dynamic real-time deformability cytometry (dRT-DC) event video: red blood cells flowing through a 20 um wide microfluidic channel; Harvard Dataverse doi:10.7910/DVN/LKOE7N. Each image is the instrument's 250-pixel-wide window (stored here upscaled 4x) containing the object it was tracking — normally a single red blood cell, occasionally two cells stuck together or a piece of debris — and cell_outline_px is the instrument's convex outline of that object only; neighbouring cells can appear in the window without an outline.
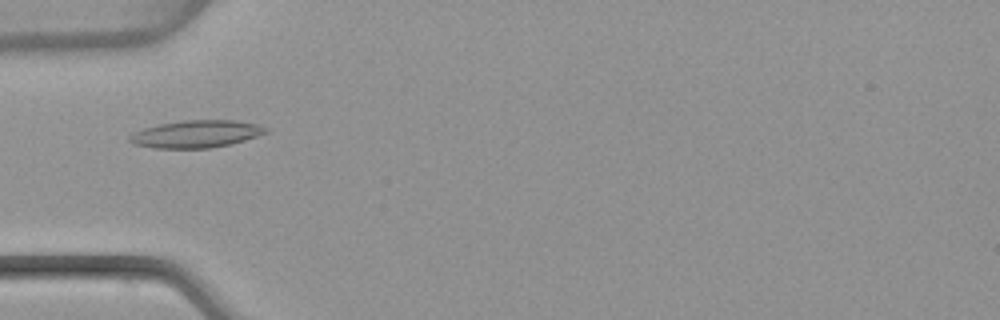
{"species": "common noctule bat (a hibernating species)", "species_latin": "Nyctalus noctula", "temperature_condition": "warm", "stored_images_in_passage": 42, "camera_frame_rate_fps": 3000, "um_per_image_px": 0.085, "animal": {"sex": "female", "body_mass_g": 22.7, "forearm_length_mm": 54.2}, "frame": {"image": 1, "passage_image": 8, "time_ms": 2.333, "image_size_px": [1000, 320], "cell_outline_px": [[268, 132], [232, 144], [208, 148], [152, 148], [136, 144], [128, 140], [128, 136], [132, 132], [144, 128], [160, 124], [184, 120], [236, 120], [256, 124], [268, 128]], "centroid_in_image_um": [16.66, 11.39], "position_along_channel_um": 68.3, "area_um2": 21.68}}
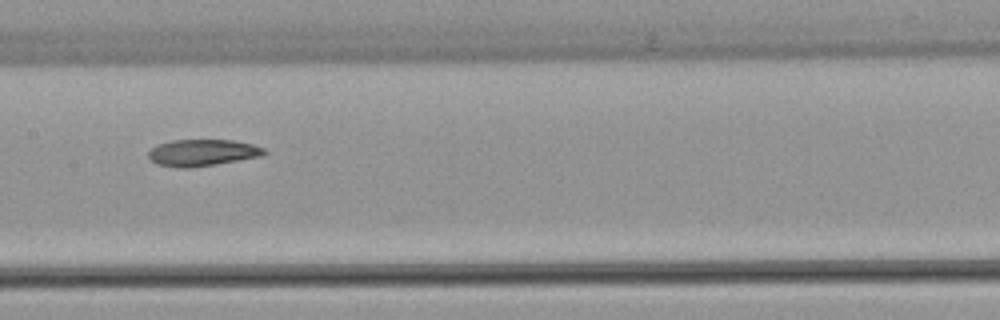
{"frame": {"image": 2, "passage_image": 17, "time_ms": 5.333, "image_size_px": [1000, 320], "cell_outline_px": [[268, 152], [264, 156], [192, 168], [176, 168], [156, 164], [148, 160], [148, 152], [152, 148], [160, 144], [172, 140], [232, 140], [252, 144], [264, 148]], "centroid_in_image_um": [17.2, 12.99], "position_along_channel_um": 190.2, "area_um2": 18.21}}
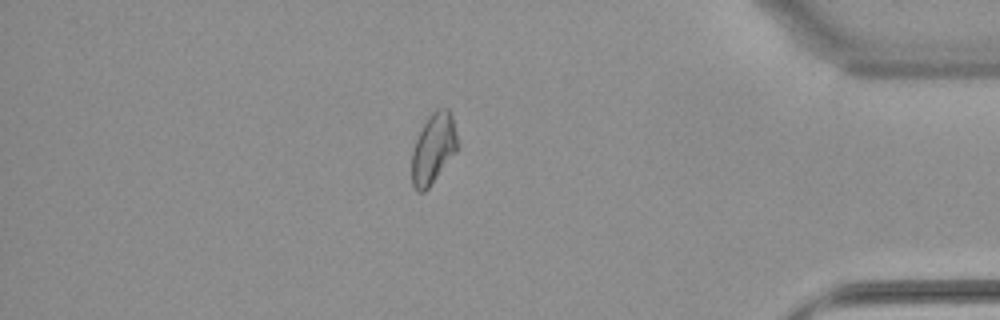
{"frame": {"image": 3, "passage_image": 35, "time_ms": 11.333, "image_size_px": [1000, 320], "cell_outline_px": [[460, 144], [456, 152], [428, 188], [424, 192], [416, 192], [412, 188], [412, 152], [416, 140], [428, 116], [436, 108], [448, 108], [452, 116]], "centroid_in_image_um": [36.85, 12.63], "position_along_channel_um": 398.3, "area_um2": 18.84}, "authors_computed_cell_mechanics": {"area_um2": 18.785, "velocity_mm_per_s": 4.0593, "shape_relaxation_time_tau1_ms": 10.6194, "shape_relaxation_time_tau2_ms": 9.9769, "deformation_change_tau1": 0.2224, "deformation_change_tau2": 0.1922}}